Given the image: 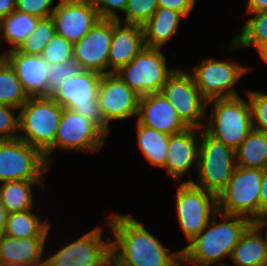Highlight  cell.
Here are the masks:
<instances>
[{
	"label": "cell",
	"mask_w": 267,
	"mask_h": 266,
	"mask_svg": "<svg viewBox=\"0 0 267 266\" xmlns=\"http://www.w3.org/2000/svg\"><path fill=\"white\" fill-rule=\"evenodd\" d=\"M112 266H182V252L170 251L131 213L107 218Z\"/></svg>",
	"instance_id": "obj_1"
},
{
	"label": "cell",
	"mask_w": 267,
	"mask_h": 266,
	"mask_svg": "<svg viewBox=\"0 0 267 266\" xmlns=\"http://www.w3.org/2000/svg\"><path fill=\"white\" fill-rule=\"evenodd\" d=\"M218 217L221 222H218ZM253 222L244 216L217 211L206 227L183 249L182 266H228L234 246Z\"/></svg>",
	"instance_id": "obj_2"
},
{
	"label": "cell",
	"mask_w": 267,
	"mask_h": 266,
	"mask_svg": "<svg viewBox=\"0 0 267 266\" xmlns=\"http://www.w3.org/2000/svg\"><path fill=\"white\" fill-rule=\"evenodd\" d=\"M204 130L226 146L236 150L252 131V111L249 100L241 96L213 99L207 102Z\"/></svg>",
	"instance_id": "obj_3"
},
{
	"label": "cell",
	"mask_w": 267,
	"mask_h": 266,
	"mask_svg": "<svg viewBox=\"0 0 267 266\" xmlns=\"http://www.w3.org/2000/svg\"><path fill=\"white\" fill-rule=\"evenodd\" d=\"M62 111L51 96L30 97L18 111V139L44 154L54 144Z\"/></svg>",
	"instance_id": "obj_4"
},
{
	"label": "cell",
	"mask_w": 267,
	"mask_h": 266,
	"mask_svg": "<svg viewBox=\"0 0 267 266\" xmlns=\"http://www.w3.org/2000/svg\"><path fill=\"white\" fill-rule=\"evenodd\" d=\"M236 167L235 150L200 129L197 181L192 182L216 197L226 188Z\"/></svg>",
	"instance_id": "obj_5"
},
{
	"label": "cell",
	"mask_w": 267,
	"mask_h": 266,
	"mask_svg": "<svg viewBox=\"0 0 267 266\" xmlns=\"http://www.w3.org/2000/svg\"><path fill=\"white\" fill-rule=\"evenodd\" d=\"M102 74L82 70L76 77L67 78L51 97L63 108L72 110L95 123L107 136L110 126L98 103Z\"/></svg>",
	"instance_id": "obj_6"
},
{
	"label": "cell",
	"mask_w": 267,
	"mask_h": 266,
	"mask_svg": "<svg viewBox=\"0 0 267 266\" xmlns=\"http://www.w3.org/2000/svg\"><path fill=\"white\" fill-rule=\"evenodd\" d=\"M263 170L236 166L226 188L217 196L218 211L259 219V195Z\"/></svg>",
	"instance_id": "obj_7"
},
{
	"label": "cell",
	"mask_w": 267,
	"mask_h": 266,
	"mask_svg": "<svg viewBox=\"0 0 267 266\" xmlns=\"http://www.w3.org/2000/svg\"><path fill=\"white\" fill-rule=\"evenodd\" d=\"M161 51L145 46L129 64L115 73L140 96L160 93L176 70L167 66L166 56Z\"/></svg>",
	"instance_id": "obj_8"
},
{
	"label": "cell",
	"mask_w": 267,
	"mask_h": 266,
	"mask_svg": "<svg viewBox=\"0 0 267 266\" xmlns=\"http://www.w3.org/2000/svg\"><path fill=\"white\" fill-rule=\"evenodd\" d=\"M250 69L229 58H204L201 63L190 72L196 87L203 98L208 102L213 99L231 98L240 96L235 90L239 80Z\"/></svg>",
	"instance_id": "obj_9"
},
{
	"label": "cell",
	"mask_w": 267,
	"mask_h": 266,
	"mask_svg": "<svg viewBox=\"0 0 267 266\" xmlns=\"http://www.w3.org/2000/svg\"><path fill=\"white\" fill-rule=\"evenodd\" d=\"M103 228L88 231L68 241L45 257V266H112L111 237L103 238Z\"/></svg>",
	"instance_id": "obj_10"
},
{
	"label": "cell",
	"mask_w": 267,
	"mask_h": 266,
	"mask_svg": "<svg viewBox=\"0 0 267 266\" xmlns=\"http://www.w3.org/2000/svg\"><path fill=\"white\" fill-rule=\"evenodd\" d=\"M175 200L177 221L191 242L218 211L217 197L192 182L178 184Z\"/></svg>",
	"instance_id": "obj_11"
},
{
	"label": "cell",
	"mask_w": 267,
	"mask_h": 266,
	"mask_svg": "<svg viewBox=\"0 0 267 266\" xmlns=\"http://www.w3.org/2000/svg\"><path fill=\"white\" fill-rule=\"evenodd\" d=\"M108 136L91 120L63 108L54 144L44 153L51 166L53 152L62 151L99 152Z\"/></svg>",
	"instance_id": "obj_12"
},
{
	"label": "cell",
	"mask_w": 267,
	"mask_h": 266,
	"mask_svg": "<svg viewBox=\"0 0 267 266\" xmlns=\"http://www.w3.org/2000/svg\"><path fill=\"white\" fill-rule=\"evenodd\" d=\"M48 166L44 154L23 140H0V183L46 180Z\"/></svg>",
	"instance_id": "obj_13"
},
{
	"label": "cell",
	"mask_w": 267,
	"mask_h": 266,
	"mask_svg": "<svg viewBox=\"0 0 267 266\" xmlns=\"http://www.w3.org/2000/svg\"><path fill=\"white\" fill-rule=\"evenodd\" d=\"M161 93L171 102L188 128L204 129L207 101L188 70L177 68L163 85Z\"/></svg>",
	"instance_id": "obj_14"
},
{
	"label": "cell",
	"mask_w": 267,
	"mask_h": 266,
	"mask_svg": "<svg viewBox=\"0 0 267 266\" xmlns=\"http://www.w3.org/2000/svg\"><path fill=\"white\" fill-rule=\"evenodd\" d=\"M140 97L116 73L102 74L97 99L109 125L137 117Z\"/></svg>",
	"instance_id": "obj_15"
},
{
	"label": "cell",
	"mask_w": 267,
	"mask_h": 266,
	"mask_svg": "<svg viewBox=\"0 0 267 266\" xmlns=\"http://www.w3.org/2000/svg\"><path fill=\"white\" fill-rule=\"evenodd\" d=\"M56 34L72 44L100 20L93 0H59L51 15Z\"/></svg>",
	"instance_id": "obj_16"
},
{
	"label": "cell",
	"mask_w": 267,
	"mask_h": 266,
	"mask_svg": "<svg viewBox=\"0 0 267 266\" xmlns=\"http://www.w3.org/2000/svg\"><path fill=\"white\" fill-rule=\"evenodd\" d=\"M112 20L100 19L82 39L73 44V58L83 70L108 74Z\"/></svg>",
	"instance_id": "obj_17"
},
{
	"label": "cell",
	"mask_w": 267,
	"mask_h": 266,
	"mask_svg": "<svg viewBox=\"0 0 267 266\" xmlns=\"http://www.w3.org/2000/svg\"><path fill=\"white\" fill-rule=\"evenodd\" d=\"M200 129L187 128L169 138L167 157L162 167L170 180H180L194 166L197 169ZM194 165V166H193Z\"/></svg>",
	"instance_id": "obj_18"
},
{
	"label": "cell",
	"mask_w": 267,
	"mask_h": 266,
	"mask_svg": "<svg viewBox=\"0 0 267 266\" xmlns=\"http://www.w3.org/2000/svg\"><path fill=\"white\" fill-rule=\"evenodd\" d=\"M5 60L13 68L29 97L48 96L49 64L40 56L17 49L5 51Z\"/></svg>",
	"instance_id": "obj_19"
},
{
	"label": "cell",
	"mask_w": 267,
	"mask_h": 266,
	"mask_svg": "<svg viewBox=\"0 0 267 266\" xmlns=\"http://www.w3.org/2000/svg\"><path fill=\"white\" fill-rule=\"evenodd\" d=\"M137 118L142 125L168 135L182 132L188 128L178 116L171 102L161 92L140 97Z\"/></svg>",
	"instance_id": "obj_20"
},
{
	"label": "cell",
	"mask_w": 267,
	"mask_h": 266,
	"mask_svg": "<svg viewBox=\"0 0 267 266\" xmlns=\"http://www.w3.org/2000/svg\"><path fill=\"white\" fill-rule=\"evenodd\" d=\"M145 47L143 27L140 24L112 20V39L108 55V73H115Z\"/></svg>",
	"instance_id": "obj_21"
},
{
	"label": "cell",
	"mask_w": 267,
	"mask_h": 266,
	"mask_svg": "<svg viewBox=\"0 0 267 266\" xmlns=\"http://www.w3.org/2000/svg\"><path fill=\"white\" fill-rule=\"evenodd\" d=\"M48 240V237L13 238L3 235L0 238V266L45 264L44 249Z\"/></svg>",
	"instance_id": "obj_22"
},
{
	"label": "cell",
	"mask_w": 267,
	"mask_h": 266,
	"mask_svg": "<svg viewBox=\"0 0 267 266\" xmlns=\"http://www.w3.org/2000/svg\"><path fill=\"white\" fill-rule=\"evenodd\" d=\"M186 19L170 8L158 7L155 13L142 24L146 47L162 49L179 32L180 22Z\"/></svg>",
	"instance_id": "obj_23"
},
{
	"label": "cell",
	"mask_w": 267,
	"mask_h": 266,
	"mask_svg": "<svg viewBox=\"0 0 267 266\" xmlns=\"http://www.w3.org/2000/svg\"><path fill=\"white\" fill-rule=\"evenodd\" d=\"M263 233L254 223L245 230L231 254L235 266H267V242Z\"/></svg>",
	"instance_id": "obj_24"
},
{
	"label": "cell",
	"mask_w": 267,
	"mask_h": 266,
	"mask_svg": "<svg viewBox=\"0 0 267 266\" xmlns=\"http://www.w3.org/2000/svg\"><path fill=\"white\" fill-rule=\"evenodd\" d=\"M246 14L251 18L245 19L246 23L241 26V30L232 38L224 51L255 48L259 55L267 48V12Z\"/></svg>",
	"instance_id": "obj_25"
},
{
	"label": "cell",
	"mask_w": 267,
	"mask_h": 266,
	"mask_svg": "<svg viewBox=\"0 0 267 266\" xmlns=\"http://www.w3.org/2000/svg\"><path fill=\"white\" fill-rule=\"evenodd\" d=\"M45 180L6 181L0 183V199L8 213L33 209L34 191L32 186H44Z\"/></svg>",
	"instance_id": "obj_26"
},
{
	"label": "cell",
	"mask_w": 267,
	"mask_h": 266,
	"mask_svg": "<svg viewBox=\"0 0 267 266\" xmlns=\"http://www.w3.org/2000/svg\"><path fill=\"white\" fill-rule=\"evenodd\" d=\"M137 145L149 165L162 168L167 157L170 135L136 122Z\"/></svg>",
	"instance_id": "obj_27"
},
{
	"label": "cell",
	"mask_w": 267,
	"mask_h": 266,
	"mask_svg": "<svg viewBox=\"0 0 267 266\" xmlns=\"http://www.w3.org/2000/svg\"><path fill=\"white\" fill-rule=\"evenodd\" d=\"M51 224L43 221L33 209L9 213L4 235L13 238L48 237Z\"/></svg>",
	"instance_id": "obj_28"
},
{
	"label": "cell",
	"mask_w": 267,
	"mask_h": 266,
	"mask_svg": "<svg viewBox=\"0 0 267 266\" xmlns=\"http://www.w3.org/2000/svg\"><path fill=\"white\" fill-rule=\"evenodd\" d=\"M41 18L14 10L11 14L0 20V44L5 40L11 47L4 50L17 49L36 28ZM2 33V34H1Z\"/></svg>",
	"instance_id": "obj_29"
},
{
	"label": "cell",
	"mask_w": 267,
	"mask_h": 266,
	"mask_svg": "<svg viewBox=\"0 0 267 266\" xmlns=\"http://www.w3.org/2000/svg\"><path fill=\"white\" fill-rule=\"evenodd\" d=\"M236 166L246 168H267V134L252 131L235 150Z\"/></svg>",
	"instance_id": "obj_30"
},
{
	"label": "cell",
	"mask_w": 267,
	"mask_h": 266,
	"mask_svg": "<svg viewBox=\"0 0 267 266\" xmlns=\"http://www.w3.org/2000/svg\"><path fill=\"white\" fill-rule=\"evenodd\" d=\"M30 97L9 63L0 64V104L20 108Z\"/></svg>",
	"instance_id": "obj_31"
},
{
	"label": "cell",
	"mask_w": 267,
	"mask_h": 266,
	"mask_svg": "<svg viewBox=\"0 0 267 266\" xmlns=\"http://www.w3.org/2000/svg\"><path fill=\"white\" fill-rule=\"evenodd\" d=\"M56 30L51 17L41 18L36 28L17 48L21 53L41 55L48 42L55 36Z\"/></svg>",
	"instance_id": "obj_32"
},
{
	"label": "cell",
	"mask_w": 267,
	"mask_h": 266,
	"mask_svg": "<svg viewBox=\"0 0 267 266\" xmlns=\"http://www.w3.org/2000/svg\"><path fill=\"white\" fill-rule=\"evenodd\" d=\"M83 69L73 57L63 63L49 65L48 96H51L67 78L76 77Z\"/></svg>",
	"instance_id": "obj_33"
},
{
	"label": "cell",
	"mask_w": 267,
	"mask_h": 266,
	"mask_svg": "<svg viewBox=\"0 0 267 266\" xmlns=\"http://www.w3.org/2000/svg\"><path fill=\"white\" fill-rule=\"evenodd\" d=\"M49 65L60 64L73 57V44L62 36H55L48 42L40 55Z\"/></svg>",
	"instance_id": "obj_34"
},
{
	"label": "cell",
	"mask_w": 267,
	"mask_h": 266,
	"mask_svg": "<svg viewBox=\"0 0 267 266\" xmlns=\"http://www.w3.org/2000/svg\"><path fill=\"white\" fill-rule=\"evenodd\" d=\"M157 0H128L122 23H145L157 10Z\"/></svg>",
	"instance_id": "obj_35"
},
{
	"label": "cell",
	"mask_w": 267,
	"mask_h": 266,
	"mask_svg": "<svg viewBox=\"0 0 267 266\" xmlns=\"http://www.w3.org/2000/svg\"><path fill=\"white\" fill-rule=\"evenodd\" d=\"M246 97L251 106L253 129L267 134V93L249 90Z\"/></svg>",
	"instance_id": "obj_36"
},
{
	"label": "cell",
	"mask_w": 267,
	"mask_h": 266,
	"mask_svg": "<svg viewBox=\"0 0 267 266\" xmlns=\"http://www.w3.org/2000/svg\"><path fill=\"white\" fill-rule=\"evenodd\" d=\"M19 109L0 104V140L17 139L19 135ZM17 113V115H15Z\"/></svg>",
	"instance_id": "obj_37"
},
{
	"label": "cell",
	"mask_w": 267,
	"mask_h": 266,
	"mask_svg": "<svg viewBox=\"0 0 267 266\" xmlns=\"http://www.w3.org/2000/svg\"><path fill=\"white\" fill-rule=\"evenodd\" d=\"M55 0H16V10L39 18L51 17Z\"/></svg>",
	"instance_id": "obj_38"
},
{
	"label": "cell",
	"mask_w": 267,
	"mask_h": 266,
	"mask_svg": "<svg viewBox=\"0 0 267 266\" xmlns=\"http://www.w3.org/2000/svg\"><path fill=\"white\" fill-rule=\"evenodd\" d=\"M100 19L122 21L120 12L124 14L128 0H93Z\"/></svg>",
	"instance_id": "obj_39"
},
{
	"label": "cell",
	"mask_w": 267,
	"mask_h": 266,
	"mask_svg": "<svg viewBox=\"0 0 267 266\" xmlns=\"http://www.w3.org/2000/svg\"><path fill=\"white\" fill-rule=\"evenodd\" d=\"M157 5L158 7L176 10L185 18H188L196 3L193 0H157Z\"/></svg>",
	"instance_id": "obj_40"
},
{
	"label": "cell",
	"mask_w": 267,
	"mask_h": 266,
	"mask_svg": "<svg viewBox=\"0 0 267 266\" xmlns=\"http://www.w3.org/2000/svg\"><path fill=\"white\" fill-rule=\"evenodd\" d=\"M267 216V168L263 170L259 195V218Z\"/></svg>",
	"instance_id": "obj_41"
},
{
	"label": "cell",
	"mask_w": 267,
	"mask_h": 266,
	"mask_svg": "<svg viewBox=\"0 0 267 266\" xmlns=\"http://www.w3.org/2000/svg\"><path fill=\"white\" fill-rule=\"evenodd\" d=\"M244 13L267 12V0H247Z\"/></svg>",
	"instance_id": "obj_42"
},
{
	"label": "cell",
	"mask_w": 267,
	"mask_h": 266,
	"mask_svg": "<svg viewBox=\"0 0 267 266\" xmlns=\"http://www.w3.org/2000/svg\"><path fill=\"white\" fill-rule=\"evenodd\" d=\"M16 10V0H0V20Z\"/></svg>",
	"instance_id": "obj_43"
},
{
	"label": "cell",
	"mask_w": 267,
	"mask_h": 266,
	"mask_svg": "<svg viewBox=\"0 0 267 266\" xmlns=\"http://www.w3.org/2000/svg\"><path fill=\"white\" fill-rule=\"evenodd\" d=\"M8 212L6 211L4 205L1 202L0 199V238L4 235L5 233V228H6V221L8 218Z\"/></svg>",
	"instance_id": "obj_44"
},
{
	"label": "cell",
	"mask_w": 267,
	"mask_h": 266,
	"mask_svg": "<svg viewBox=\"0 0 267 266\" xmlns=\"http://www.w3.org/2000/svg\"><path fill=\"white\" fill-rule=\"evenodd\" d=\"M260 230H262L264 227L267 228V216L265 217H261L259 219H256L254 222H253ZM265 239H266V242H267V229L265 231Z\"/></svg>",
	"instance_id": "obj_45"
},
{
	"label": "cell",
	"mask_w": 267,
	"mask_h": 266,
	"mask_svg": "<svg viewBox=\"0 0 267 266\" xmlns=\"http://www.w3.org/2000/svg\"><path fill=\"white\" fill-rule=\"evenodd\" d=\"M262 62L267 65V48L258 55Z\"/></svg>",
	"instance_id": "obj_46"
},
{
	"label": "cell",
	"mask_w": 267,
	"mask_h": 266,
	"mask_svg": "<svg viewBox=\"0 0 267 266\" xmlns=\"http://www.w3.org/2000/svg\"><path fill=\"white\" fill-rule=\"evenodd\" d=\"M7 266H45V264H10Z\"/></svg>",
	"instance_id": "obj_47"
},
{
	"label": "cell",
	"mask_w": 267,
	"mask_h": 266,
	"mask_svg": "<svg viewBox=\"0 0 267 266\" xmlns=\"http://www.w3.org/2000/svg\"><path fill=\"white\" fill-rule=\"evenodd\" d=\"M1 44H0V48H1ZM5 60V52H2V54L0 55V64Z\"/></svg>",
	"instance_id": "obj_48"
}]
</instances>
